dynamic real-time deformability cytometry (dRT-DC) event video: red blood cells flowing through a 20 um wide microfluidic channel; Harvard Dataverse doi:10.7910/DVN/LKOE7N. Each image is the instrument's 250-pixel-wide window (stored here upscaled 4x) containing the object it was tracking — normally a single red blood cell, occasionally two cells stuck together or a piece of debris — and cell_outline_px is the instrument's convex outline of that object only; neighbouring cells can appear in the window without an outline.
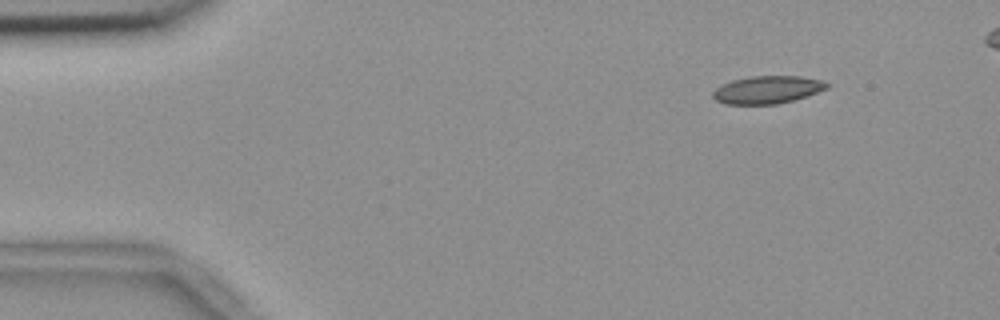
{"species": "common noctule bat (a hibernating species)", "species_latin": "Nyctalus noctula", "temperature_condition": "room temperature", "stored_images_in_passage": 48, "camera_frame_rate_fps": 3000, "um_per_image_px": 0.085, "animal": {"sex": "female", "body_mass_g": 18.4}, "frame": {"image": 1, "passage_image": 1, "time_ms": 0.0, "image_size_px": [1000, 320], "cell_outline_px": [[832, 84], [828, 88], [792, 100], [776, 104], [724, 104], [716, 100], [712, 96], [712, 92], [716, 88], [732, 80], [752, 76], [800, 76], [824, 80]], "centroid_in_image_um": [65.24, 7.62], "position_along_channel_um": 19.8, "area_um2": 18.32}}
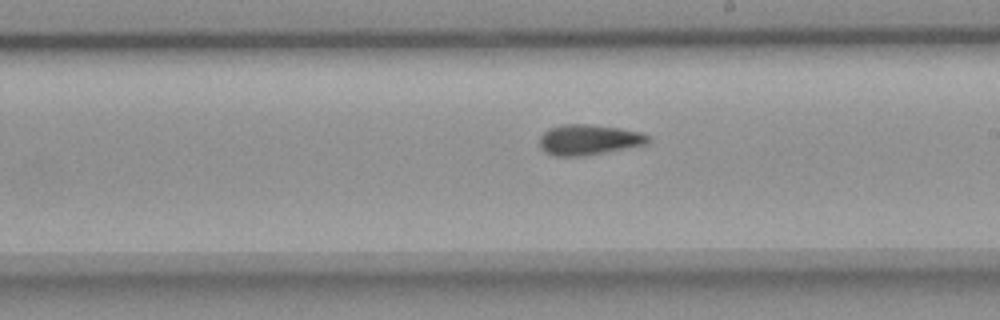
{"frame": {"image": 2, "passage_image": 26, "time_ms": 8.333, "image_size_px": [1000, 320], "cell_outline_px": [[652, 140], [644, 144], [624, 148], [580, 156], [552, 156], [544, 152], [540, 148], [540, 136], [548, 128], [564, 124], [588, 124], [620, 128], [640, 132], [648, 136]], "centroid_in_image_um": [49.98, 11.87], "position_along_channel_um": 239.0, "area_um2": 19.07}}
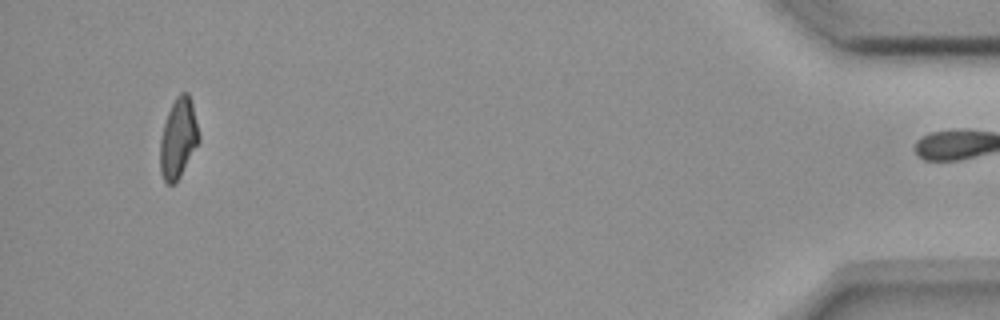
{"frame": {"image": 3, "passage_image": 47, "time_ms": 15.333, "image_size_px": [1000, 320], "cell_outline_px": [[200, 140], [176, 184], [168, 184], [164, 180], [160, 172], [160, 140], [164, 124], [168, 112], [176, 96], [180, 92], [188, 92], [192, 104], [200, 136]], "centroid_in_image_um": [15.15, 11.77], "position_along_channel_um": 420.0, "area_um2": 18.03}, "authors_computed_cell_mechanics": {"area_um2": 18.8139, "velocity_mm_per_s": 3.6826, "shape_relaxation_time_tau1_ms": null, "shape_relaxation_time_tau2_ms": 3.4702, "deformation_change_tau1": null, "deformation_change_tau2": 0.094}}